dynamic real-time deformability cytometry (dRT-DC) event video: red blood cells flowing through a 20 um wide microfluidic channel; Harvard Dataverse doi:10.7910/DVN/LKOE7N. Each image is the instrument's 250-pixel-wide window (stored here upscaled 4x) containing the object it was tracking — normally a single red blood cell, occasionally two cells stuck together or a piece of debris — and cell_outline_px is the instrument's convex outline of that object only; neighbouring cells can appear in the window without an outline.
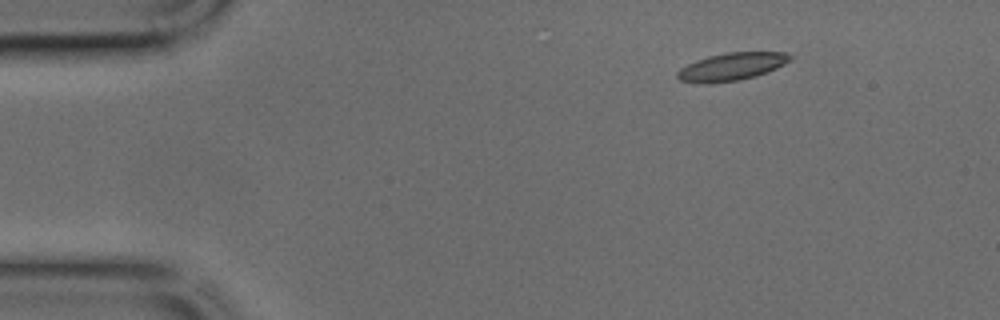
{"species": "common noctule bat (a hibernating species)", "species_latin": "Nyctalus noctula", "temperature_condition": "cold", "stored_images_in_passage": 41, "segment_of_instrument_passage": [1, 2], "camera_frame_rate_fps": 3000, "um_per_image_px": 0.085, "animal": {"sex": "male", "body_mass_g": 17.9, "forearm_length_mm": 54.2}, "frame": {"image": 1, "passage_image": 1, "time_ms": 0.0, "image_size_px": [1000, 320], "cell_outline_px": [[796, 56], [792, 60], [776, 68], [756, 76], [740, 80], [708, 84], [704, 84], [680, 80], [676, 76], [676, 72], [680, 68], [696, 60], [708, 56], [728, 52], [784, 52]], "centroid_in_image_um": [62.21, 5.66], "position_along_channel_um": 22.8, "area_um2": 18.38}}
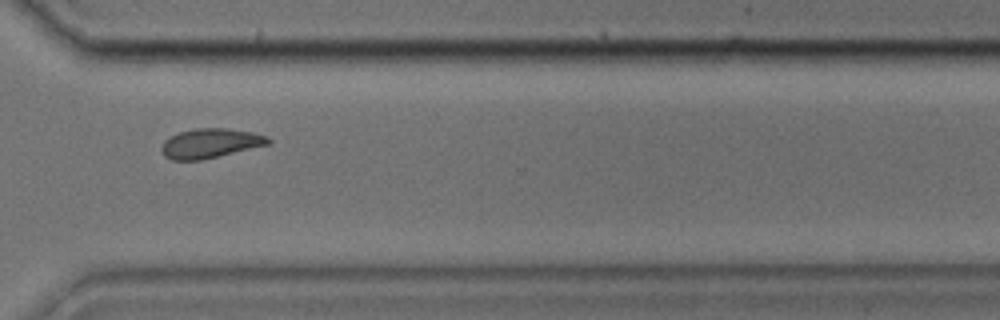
{"frame": {"image": 2, "passage_image": 28, "time_ms": 9.0, "image_size_px": [1000, 320], "cell_outline_px": [[272, 140], [268, 144], [200, 160], [172, 160], [164, 156], [160, 148], [164, 140], [180, 132], [196, 128], [224, 128], [252, 132], [268, 136]], "centroid_in_image_um": [17.85, 12.17], "position_along_channel_um": 352.8, "area_um2": 18.09}}
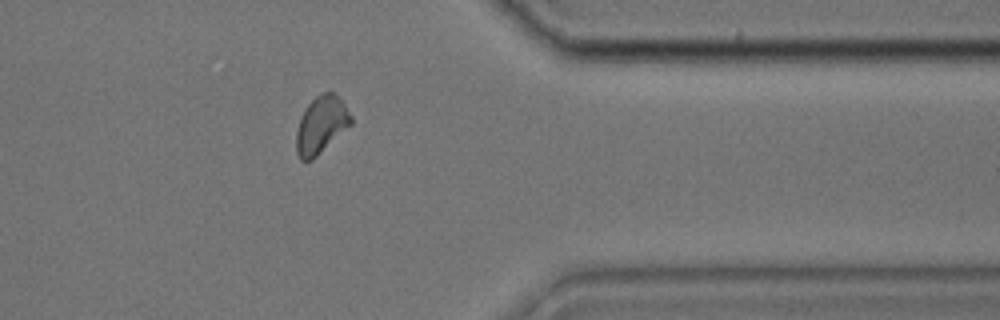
{"frame": {"image": 3, "passage_image": 31, "time_ms": 10.0, "image_size_px": [1000, 320], "cell_outline_px": [[352, 124], [312, 160], [300, 160], [296, 152], [296, 132], [300, 116], [304, 108], [316, 96], [324, 92], [332, 92], [344, 104], [352, 116]], "centroid_in_image_um": [27.28, 10.62], "position_along_channel_um": 384.1, "area_um2": 18.15}}